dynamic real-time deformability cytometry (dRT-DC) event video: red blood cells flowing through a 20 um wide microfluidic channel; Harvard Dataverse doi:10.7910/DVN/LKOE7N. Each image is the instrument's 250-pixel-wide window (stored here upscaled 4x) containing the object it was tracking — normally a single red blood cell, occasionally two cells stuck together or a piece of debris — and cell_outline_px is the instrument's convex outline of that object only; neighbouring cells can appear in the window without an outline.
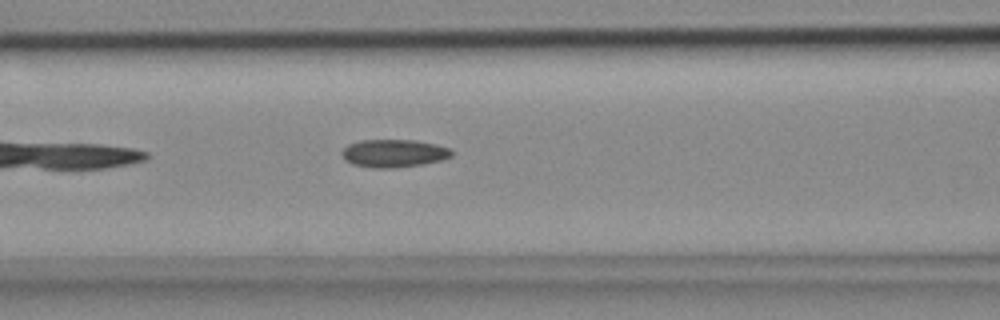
{"species": "common noctule bat (a hibernating species)", "species_latin": "Nyctalus noctula", "temperature_condition": "cold", "stored_images_in_passage": 26, "camera_frame_rate_fps": 3000, "um_per_image_px": 0.085, "animal": {"sex": "female", "body_mass_g": 18.4}, "frame": {"image": 1, "passage_image": 8, "time_ms": 2.333, "image_size_px": [1000, 320], "cell_outline_px": [[452, 156], [440, 160], [424, 164], [396, 168], [372, 168], [352, 164], [344, 160], [340, 152], [348, 144], [360, 140], [416, 140], [436, 144], [448, 148], [452, 152]], "centroid_in_image_um": [33.43, 13.03], "position_along_channel_um": 133.2, "area_um2": 17.98}}